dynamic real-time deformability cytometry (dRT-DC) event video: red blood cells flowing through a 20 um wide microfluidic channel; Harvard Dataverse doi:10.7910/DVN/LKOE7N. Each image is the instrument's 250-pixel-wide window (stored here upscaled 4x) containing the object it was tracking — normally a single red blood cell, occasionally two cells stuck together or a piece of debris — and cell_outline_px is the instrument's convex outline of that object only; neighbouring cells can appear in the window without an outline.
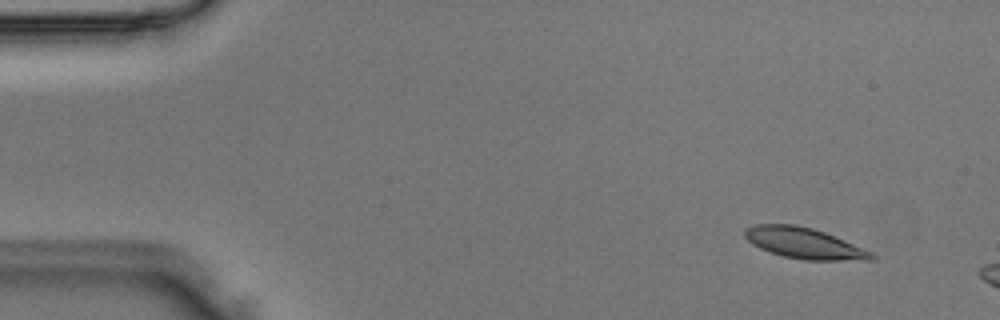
{"species": "Egyptian fruit bat (a non-hibernating species)", "species_latin": "Rousettus aegyptiacus", "temperature_condition": "room temperature", "stored_images_in_passage": 3, "segment_of_instrument_passage": [2, 2], "camera_frame_rate_fps": 3000, "um_per_image_px": 0.085, "animal": {"sex": "male"}, "frame": {"image": 1, "passage_image": 3, "time_ms": 0.667, "image_size_px": [1000, 320], "cell_outline_px": [[876, 260], [804, 260], [784, 256], [760, 248], [752, 244], [744, 236], [744, 228], [756, 224], [796, 224], [812, 228], [824, 232], [844, 240], [872, 252], [876, 256]], "centroid_in_image_um": [68.35, 20.67], "position_along_channel_um": 16.7, "area_um2": 22.72}}